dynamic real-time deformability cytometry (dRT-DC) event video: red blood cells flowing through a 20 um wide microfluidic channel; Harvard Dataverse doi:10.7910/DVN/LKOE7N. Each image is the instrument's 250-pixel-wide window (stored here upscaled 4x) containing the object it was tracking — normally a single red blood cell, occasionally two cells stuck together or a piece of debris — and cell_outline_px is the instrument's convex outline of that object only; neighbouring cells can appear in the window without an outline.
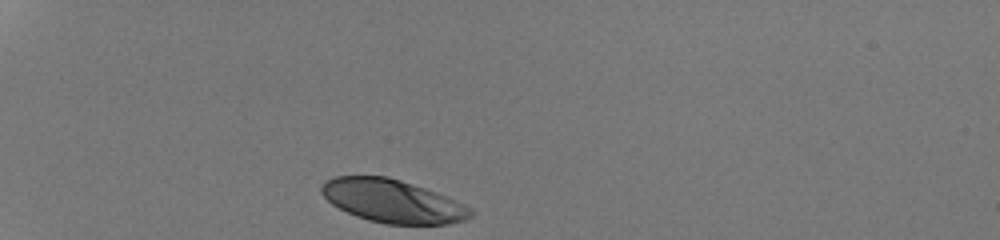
{"species": "human", "species_latin": "Homo sapiens", "temperature_condition": "room temperature", "stored_images_in_passage": 30, "camera_frame_rate_fps": 3000, "um_per_image_px": 0.085, "donor": {"sex": "male"}, "frame": {"image": 1, "passage_image": 1, "time_ms": 0.0, "image_size_px": [1000, 240], "cell_outline_px": [[476, 212], [472, 216], [464, 220], [448, 224], [384, 224], [368, 220], [356, 216], [332, 204], [320, 192], [320, 188], [328, 180], [336, 176], [388, 176], [436, 192], [472, 208]], "centroid_in_image_um": [33.39, 17.1], "position_along_channel_um": 51.6, "area_um2": 37.22}}
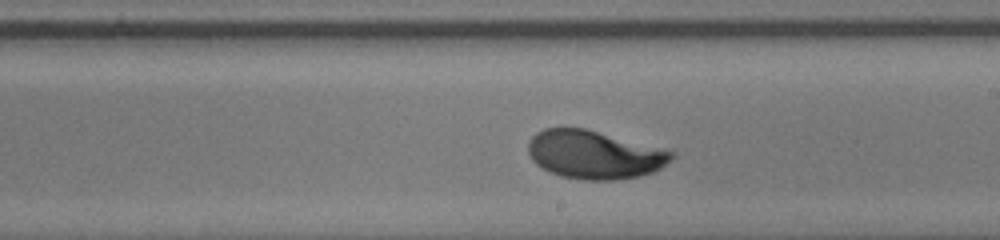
{"frame": {"image": 2, "passage_image": 18, "time_ms": 5.667, "image_size_px": [1000, 240], "cell_outline_px": [[676, 156], [660, 168], [652, 172], [640, 176], [612, 180], [584, 180], [560, 176], [536, 164], [532, 160], [528, 152], [528, 144], [532, 136], [536, 132], [544, 128], [584, 128], [676, 152]], "centroid_in_image_um": [50.51, 13.15], "position_along_channel_um": 238.5, "area_um2": 40.11}}
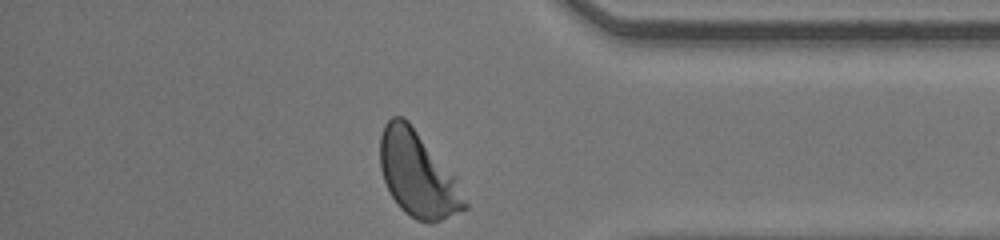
{"frame": {"image": 3, "passage_image": 30, "time_ms": 9.667, "image_size_px": [1000, 240], "cell_outline_px": [[468, 208], [432, 224], [428, 224], [416, 220], [404, 212], [400, 208], [392, 196], [384, 180], [380, 168], [380, 136], [384, 124], [392, 116], [404, 116], [408, 120], [452, 176], [468, 204]], "centroid_in_image_um": [35.45, 14.84], "position_along_channel_um": 399.8, "area_um2": 41.1}, "authors_computed_cell_mechanics": {"area_um2": 39.9687, "velocity_mm_per_s": 4.2274, "shape_relaxation_time_tau1_ms": 2.1249, "shape_relaxation_time_tau2_ms": null, "deformation_change_tau1": 0.1471, "deformation_change_tau2": null}}